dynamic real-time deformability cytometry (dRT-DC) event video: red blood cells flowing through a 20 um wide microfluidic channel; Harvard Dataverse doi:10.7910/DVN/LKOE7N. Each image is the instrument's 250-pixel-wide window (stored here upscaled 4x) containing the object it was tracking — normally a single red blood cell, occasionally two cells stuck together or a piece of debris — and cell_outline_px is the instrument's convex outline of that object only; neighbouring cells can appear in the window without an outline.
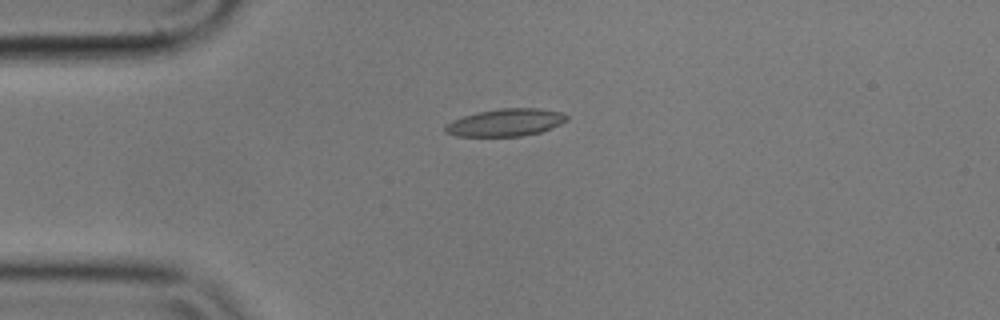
{"species": "common noctule bat (a hibernating species)", "species_latin": "Nyctalus noctula", "temperature_condition": "cold", "stored_images_in_passage": 6, "camera_frame_rate_fps": 3000, "um_per_image_px": 0.085, "animal": {"sex": "male", "body_mass_g": 17.9}, "frame": {"image": 1, "passage_image": 4, "time_ms": 1.0, "image_size_px": [1000, 320], "cell_outline_px": [[568, 120], [560, 124], [540, 132], [520, 136], [456, 136], [444, 132], [444, 128], [452, 120], [476, 112], [500, 108], [536, 108], [564, 112], [568, 116]], "centroid_in_image_um": [42.99, 10.4], "position_along_channel_um": 42.0, "area_um2": 19.42}}